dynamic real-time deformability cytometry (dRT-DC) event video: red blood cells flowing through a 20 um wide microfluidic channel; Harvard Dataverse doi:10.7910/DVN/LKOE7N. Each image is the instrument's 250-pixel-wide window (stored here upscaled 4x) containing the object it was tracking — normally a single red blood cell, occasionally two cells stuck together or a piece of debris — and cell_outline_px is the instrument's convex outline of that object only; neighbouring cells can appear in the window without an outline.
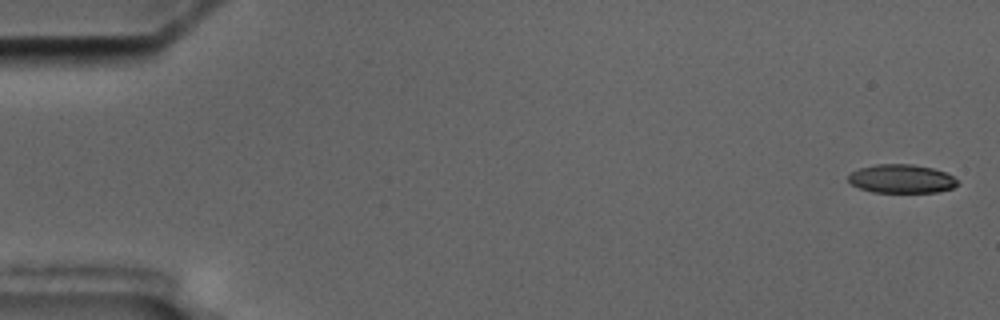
{"species": "common noctule bat (a hibernating species)", "species_latin": "Nyctalus noctula", "temperature_condition": "cold", "stored_images_in_passage": 7, "camera_frame_rate_fps": 3000, "um_per_image_px": 0.085, "animal": {"sex": "male", "body_mass_g": 17.5, "forearm_length_mm": 52.3}, "frame": {"image": 1, "passage_image": 1, "time_ms": 0.0, "image_size_px": [1000, 320], "cell_outline_px": [[960, 184], [952, 188], [936, 192], [872, 192], [860, 188], [852, 184], [848, 180], [848, 176], [852, 172], [860, 168], [876, 164], [912, 164], [932, 168], [944, 172], [952, 176]], "centroid_in_image_um": [76.63, 15.2], "position_along_channel_um": 8.4, "area_um2": 18.09}}
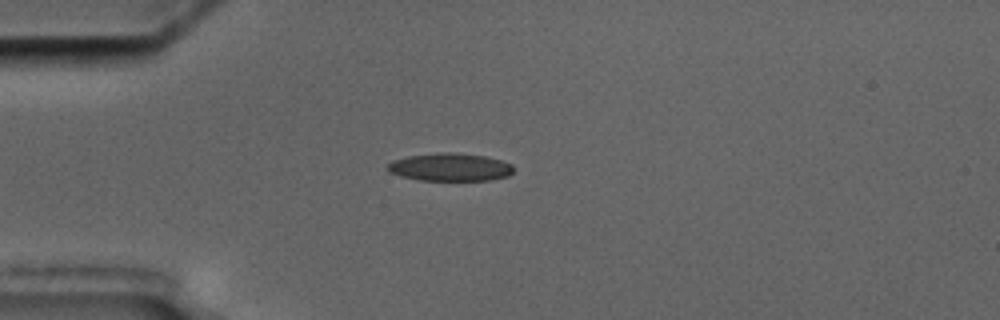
{"frame": {"image": 2, "passage_image": 5, "time_ms": 4.667, "image_size_px": [1000, 320], "cell_outline_px": [[512, 172], [508, 176], [488, 180], [420, 180], [400, 176], [388, 172], [384, 168], [392, 160], [408, 156], [440, 152], [452, 152], [484, 156], [500, 160], [512, 164]], "centroid_in_image_um": [38.2, 14.2], "position_along_channel_um": 46.8, "area_um2": 20.46}}
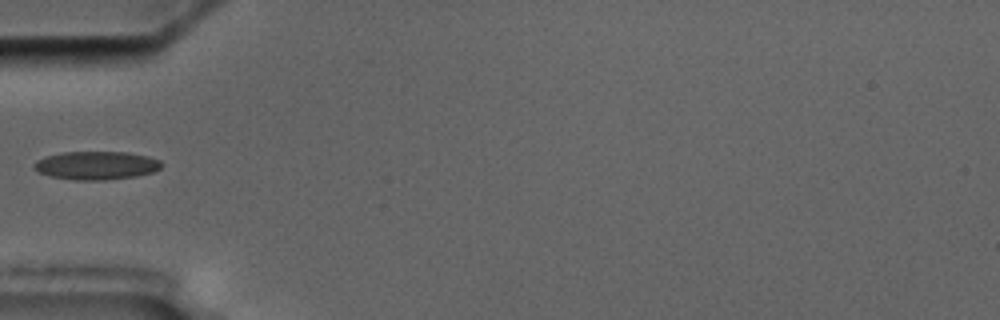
{"frame": {"image": 3, "passage_image": 6, "time_ms": 6.0, "image_size_px": [1000, 320], "cell_outline_px": [[164, 164], [160, 168], [152, 172], [136, 176], [104, 180], [76, 180], [52, 176], [40, 172], [32, 168], [32, 164], [36, 160], [44, 156], [64, 152], [128, 152], [148, 156], [160, 160]], "centroid_in_image_um": [8.18, 14.05], "position_along_channel_um": 76.8, "area_um2": 21.1}}